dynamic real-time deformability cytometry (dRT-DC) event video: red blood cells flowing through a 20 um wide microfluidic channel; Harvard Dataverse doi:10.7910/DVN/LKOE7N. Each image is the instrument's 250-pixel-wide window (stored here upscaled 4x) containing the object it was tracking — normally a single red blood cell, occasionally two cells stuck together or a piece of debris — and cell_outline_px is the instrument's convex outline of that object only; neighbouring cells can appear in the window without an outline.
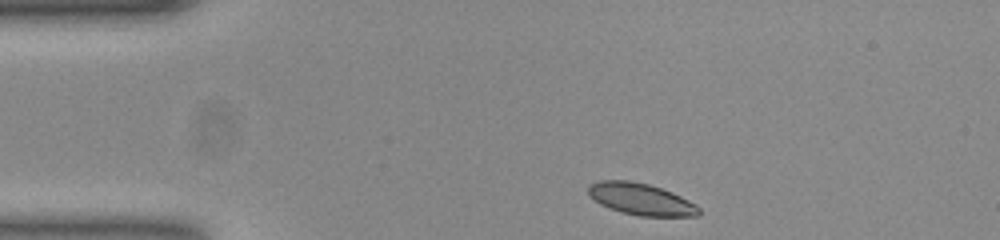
{"species": "common noctule bat (a hibernating species)", "species_latin": "Nyctalus noctula", "temperature_condition": "room temperature", "stored_images_in_passage": 37, "camera_frame_rate_fps": 3000, "um_per_image_px": 0.085, "animal": {"sex": "female", "body_mass_g": 23.0, "forearm_length_mm": 53.4}, "frame": {"image": 1, "passage_image": 1, "time_ms": 0.0, "image_size_px": [1000, 240], "cell_outline_px": [[700, 212], [696, 216], [640, 216], [624, 212], [600, 204], [588, 196], [588, 188], [592, 184], [600, 180], [628, 180], [648, 184], [672, 192], [696, 204], [700, 208]], "centroid_in_image_um": [54.48, 16.92], "position_along_channel_um": 30.5, "area_um2": 20.23}}
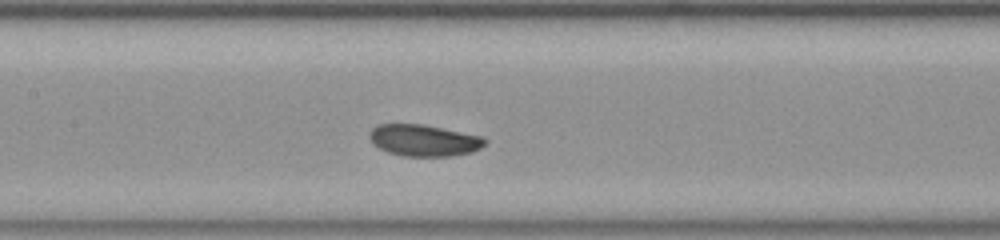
{"frame": {"image": 2, "passage_image": 16, "time_ms": 5.0, "image_size_px": [1000, 240], "cell_outline_px": [[488, 140], [480, 148], [472, 152], [452, 156], [404, 156], [388, 152], [380, 148], [368, 136], [372, 128], [380, 124], [424, 124], [480, 136]], "centroid_in_image_um": [36.04, 11.93], "position_along_channel_um": 171.4, "area_um2": 21.04}}
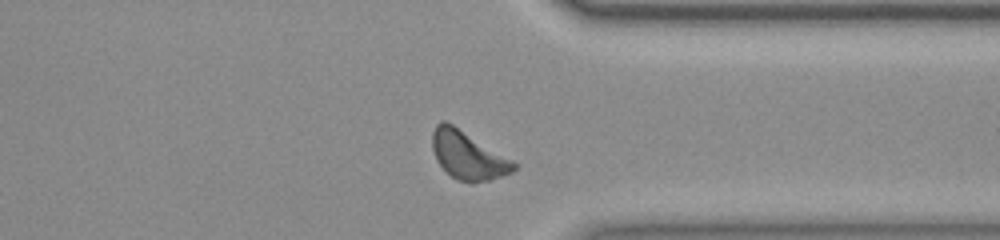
{"frame": {"image": 3, "passage_image": 32, "time_ms": 10.333, "image_size_px": [1000, 240], "cell_outline_px": [[516, 168], [512, 172], [488, 180], [472, 184], [456, 180], [436, 160], [432, 148], [432, 132], [436, 124], [440, 120], [444, 120], [452, 124], [512, 160], [516, 164]], "centroid_in_image_um": [39.74, 13.21], "position_along_channel_um": 371.7, "area_um2": 22.54}, "authors_computed_cell_mechanics": {"area_um2": 21.4438, "velocity_mm_per_s": 3.8197, "shape_relaxation_time_tau1_ms": 1.1049, "shape_relaxation_time_tau2_ms": 5.9006, "deformation_change_tau1": 0.0667, "deformation_change_tau2": 0.1281}}